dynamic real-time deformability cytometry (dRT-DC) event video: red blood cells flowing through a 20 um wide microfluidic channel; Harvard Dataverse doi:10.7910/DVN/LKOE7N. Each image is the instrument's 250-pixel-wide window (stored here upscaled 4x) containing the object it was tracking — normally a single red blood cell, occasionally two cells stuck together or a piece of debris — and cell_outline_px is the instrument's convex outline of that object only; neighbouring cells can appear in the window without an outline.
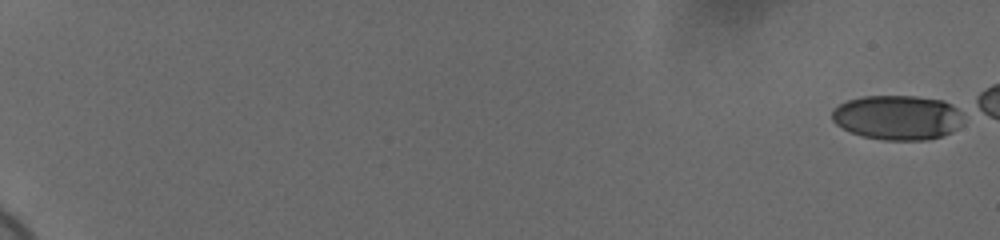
{"species": "human", "species_latin": "Homo sapiens", "temperature_condition": "cold", "stored_images_in_passage": 57, "camera_frame_rate_fps": 3000, "um_per_image_px": 0.085, "donor": {"sex": "female"}, "frame": {"image": 1, "passage_image": 1, "time_ms": 0.0, "image_size_px": [1000, 240], "cell_outline_px": [[960, 124], [952, 132], [944, 136], [928, 140], [884, 140], [864, 136], [852, 132], [836, 124], [832, 120], [832, 108], [848, 100], [864, 96], [916, 96], [944, 100], [960, 108]], "centroid_in_image_um": [76.3, 9.98], "position_along_channel_um": 8.7, "area_um2": 34.22}}
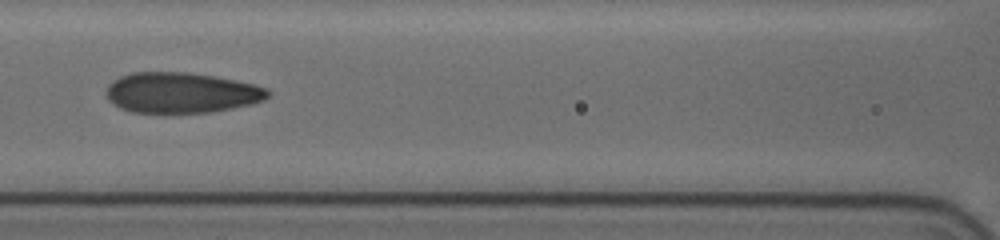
{"frame": {"image": 2, "passage_image": 31, "time_ms": 10.0, "image_size_px": [1000, 240], "cell_outline_px": [[272, 92], [264, 100], [252, 104], [212, 112], [164, 116], [132, 112], [120, 108], [112, 104], [108, 100], [104, 92], [108, 84], [112, 80], [120, 76], [132, 72], [188, 72], [216, 76], [256, 84], [268, 88]], "centroid_in_image_um": [15.38, 7.92], "position_along_channel_um": 151.2, "area_um2": 39.77}}
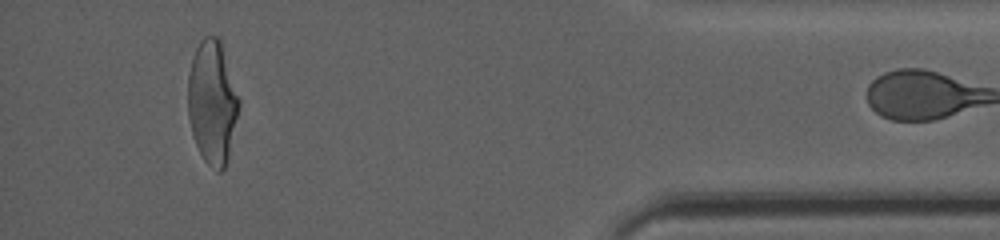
{"frame": {"image": 3, "passage_image": 56, "time_ms": 18.333, "image_size_px": [1000, 240], "cell_outline_px": [[240, 104], [228, 156], [224, 168], [220, 172], [216, 172], [204, 160], [196, 144], [192, 132], [188, 116], [188, 76], [192, 56], [200, 40], [204, 36], [216, 36], [220, 40], [240, 100]], "centroid_in_image_um": [18.03, 8.68], "position_along_channel_um": 417.2, "area_um2": 36.47}}